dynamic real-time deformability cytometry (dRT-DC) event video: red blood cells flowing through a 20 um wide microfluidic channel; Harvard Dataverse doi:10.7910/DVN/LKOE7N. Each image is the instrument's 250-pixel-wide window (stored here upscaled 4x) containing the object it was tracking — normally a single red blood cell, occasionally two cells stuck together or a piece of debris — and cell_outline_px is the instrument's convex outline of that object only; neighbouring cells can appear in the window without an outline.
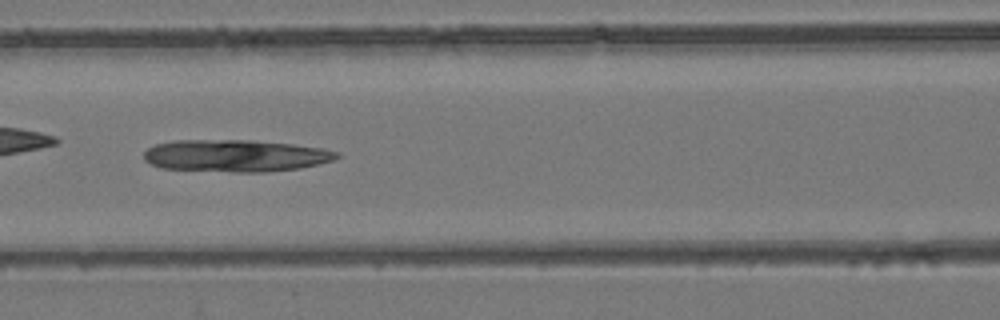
{"species": "common noctule bat (a hibernating species)", "species_latin": "Nyctalus noctula", "temperature_condition": "room temperature", "stored_images_in_passage": 53, "camera_frame_rate_fps": 3000, "um_per_image_px": 0.085, "animal": {"sex": "female", "body_mass_g": 24.6, "forearm_length_mm": 56.2}, "frame": {"image": 1, "passage_image": 23, "time_ms": 7.333, "image_size_px": [1000, 320], "cell_outline_px": [[340, 156], [336, 160], [300, 168], [264, 172], [236, 172], [160, 168], [144, 160], [144, 152], [148, 148], [156, 144], [176, 140], [252, 140], [292, 144], [320, 148], [340, 152]], "centroid_in_image_um": [20.04, 13.23], "position_along_channel_um": 146.6, "area_um2": 36.13}}